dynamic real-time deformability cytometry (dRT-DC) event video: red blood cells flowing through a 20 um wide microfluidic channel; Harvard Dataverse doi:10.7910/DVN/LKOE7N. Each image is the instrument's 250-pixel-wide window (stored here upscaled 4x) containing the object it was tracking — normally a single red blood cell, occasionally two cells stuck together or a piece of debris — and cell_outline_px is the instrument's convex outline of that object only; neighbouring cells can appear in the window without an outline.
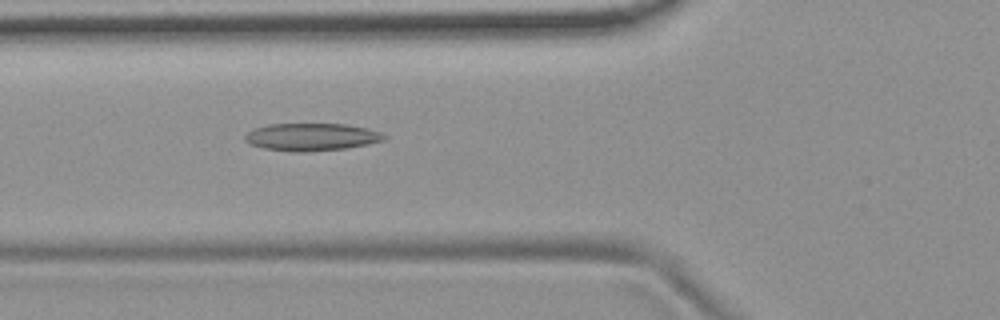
{"species": "common noctule bat (a hibernating species)", "species_latin": "Nyctalus noctula", "temperature_condition": "room temperature", "stored_images_in_passage": 47, "camera_frame_rate_fps": 3000, "um_per_image_px": 0.085, "animal": {"sex": "female", "body_mass_g": 19.9}, "frame": {"image": 1, "passage_image": 13, "time_ms": 4.0, "image_size_px": [1000, 320], "cell_outline_px": [[388, 136], [384, 140], [368, 144], [348, 148], [304, 152], [296, 152], [264, 148], [252, 144], [244, 140], [244, 136], [248, 132], [256, 128], [268, 124], [344, 124], [368, 128], [380, 132]], "centroid_in_image_um": [26.51, 11.64], "position_along_channel_um": 99.3, "area_um2": 22.25}}
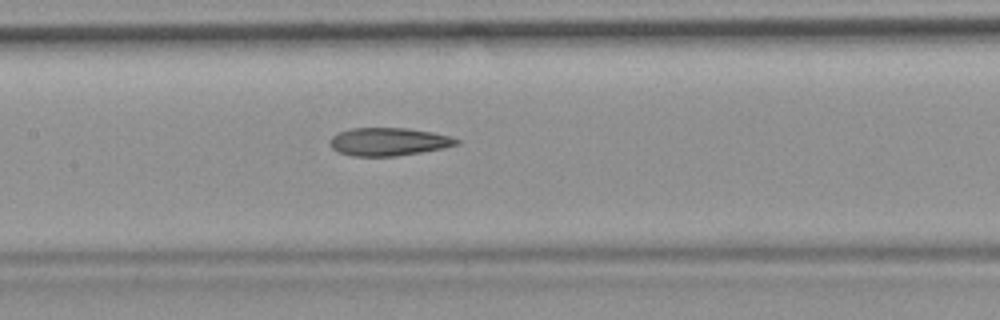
{"frame": {"image": 2, "passage_image": 19, "time_ms": 6.0, "image_size_px": [1000, 320], "cell_outline_px": [[460, 144], [444, 148], [396, 156], [352, 156], [340, 152], [332, 148], [328, 144], [332, 136], [340, 132], [352, 128], [408, 128], [432, 132], [448, 136], [460, 140]], "centroid_in_image_um": [33.03, 12.04], "position_along_channel_um": 174.4, "area_um2": 20.58}}
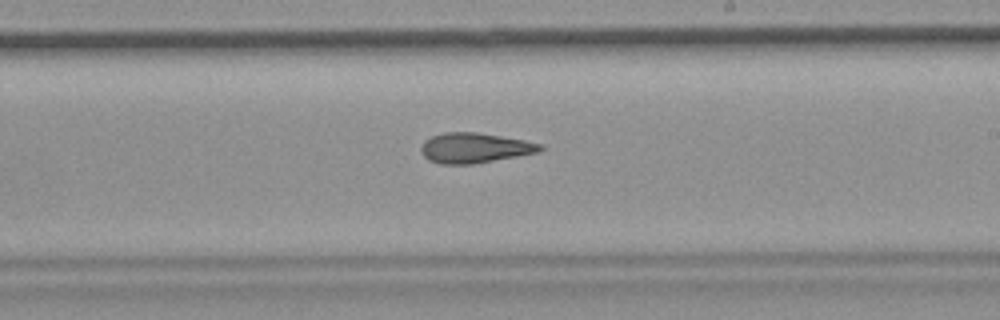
{"frame": {"image": 3, "passage_image": 25, "time_ms": 8.0, "image_size_px": [1000, 320], "cell_outline_px": [[544, 148], [540, 152], [472, 164], [440, 164], [428, 160], [424, 156], [420, 148], [424, 140], [432, 136], [444, 132], [476, 132], [524, 140], [544, 144]], "centroid_in_image_um": [40.35, 12.57], "position_along_channel_um": 248.7, "area_um2": 20.92}, "authors_computed_cell_mechanics": {"area_um2": 21.1548, "velocity_mm_per_s": 3.7382, "shape_relaxation_time_tau1_ms": null, "shape_relaxation_time_tau2_ms": 5.9247, "deformation_change_tau1": null, "deformation_change_tau2": 0.1811}}